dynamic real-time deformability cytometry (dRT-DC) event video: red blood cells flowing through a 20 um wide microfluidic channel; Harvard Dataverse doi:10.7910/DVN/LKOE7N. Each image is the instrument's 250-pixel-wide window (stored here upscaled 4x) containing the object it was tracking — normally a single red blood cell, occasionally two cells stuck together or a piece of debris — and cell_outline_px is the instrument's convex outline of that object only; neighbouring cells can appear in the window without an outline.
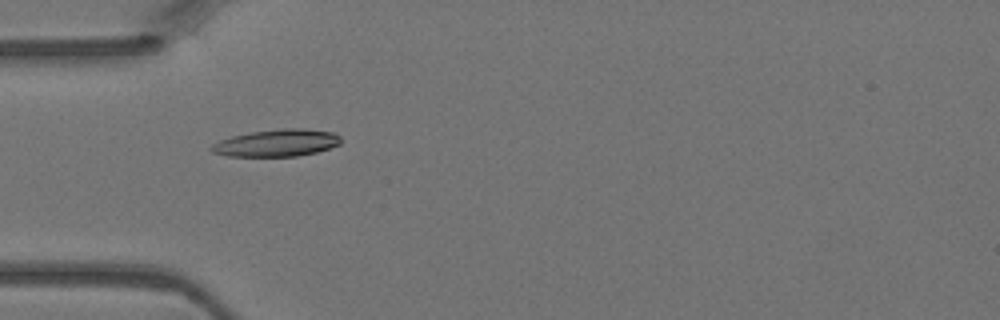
{"species": "Egyptian fruit bat (a non-hibernating species)", "species_latin": "Rousettus aegyptiacus", "temperature_condition": "warm", "stored_images_in_passage": 5, "camera_frame_rate_fps": 3000, "um_per_image_px": 0.085, "animal": {"sex": "female"}, "frame": {"image": 1, "passage_image": 4, "time_ms": 1.0, "image_size_px": [1000, 320], "cell_outline_px": [[340, 144], [316, 152], [296, 156], [228, 156], [212, 152], [208, 148], [212, 144], [220, 140], [232, 136], [252, 132], [280, 128], [300, 128], [336, 132], [340, 136]], "centroid_in_image_um": [23.52, 12.14], "position_along_channel_um": 61.5, "area_um2": 20.46}}
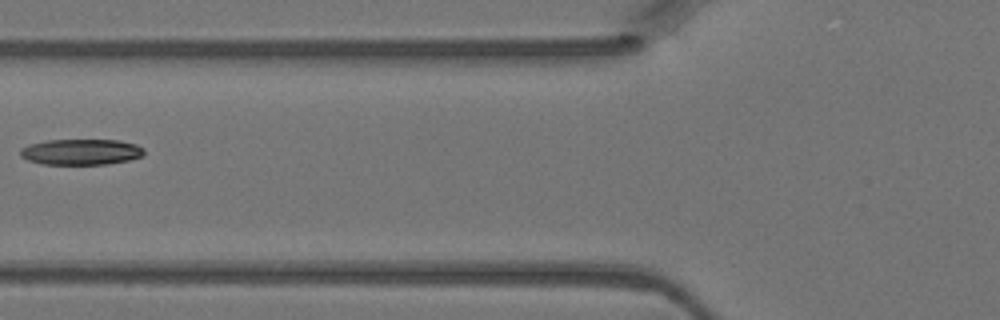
{"frame": {"image": 2, "passage_image": 5, "time_ms": 1.333, "image_size_px": [1000, 320], "cell_outline_px": [[144, 156], [128, 160], [108, 164], [40, 164], [28, 160], [20, 156], [20, 148], [28, 144], [48, 140], [120, 140], [136, 144], [144, 148]], "centroid_in_image_um": [6.89, 12.91], "position_along_channel_um": 118.9, "area_um2": 18.79}}